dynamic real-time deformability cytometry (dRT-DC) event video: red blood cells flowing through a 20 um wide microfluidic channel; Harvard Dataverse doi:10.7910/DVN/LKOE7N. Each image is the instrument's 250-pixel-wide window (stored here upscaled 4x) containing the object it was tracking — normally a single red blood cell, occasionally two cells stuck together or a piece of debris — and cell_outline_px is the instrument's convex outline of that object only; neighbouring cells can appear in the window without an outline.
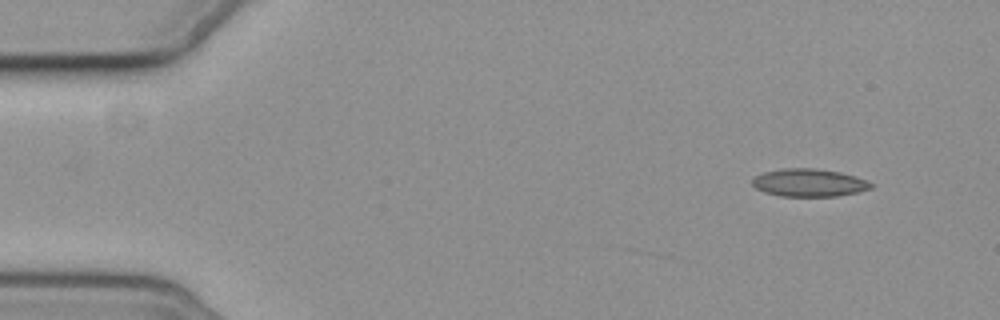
{"species": "common noctule bat (a hibernating species)", "species_latin": "Nyctalus noctula", "temperature_condition": "cold", "stored_images_in_passage": 5, "camera_frame_rate_fps": 3000, "um_per_image_px": 0.085, "animal": {"sex": "female", "body_mass_g": 19.3, "forearm_length_mm": 54.1}, "frame": {"image": 1, "passage_image": 1, "time_ms": 0.0, "image_size_px": [1000, 320], "cell_outline_px": [[876, 184], [872, 188], [860, 192], [836, 196], [780, 196], [764, 192], [756, 188], [752, 184], [752, 180], [756, 176], [764, 172], [784, 168], [816, 168], [840, 172], [856, 176], [868, 180]], "centroid_in_image_um": [68.83, 15.53], "position_along_channel_um": 16.2, "area_um2": 19.42}}
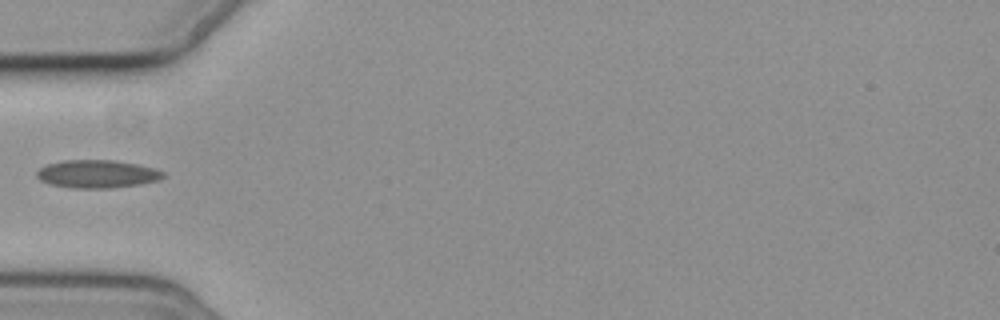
{"frame": {"image": 2, "passage_image": 5, "time_ms": 4.667, "image_size_px": [1000, 320], "cell_outline_px": [[164, 176], [160, 180], [140, 184], [112, 188], [72, 188], [48, 184], [40, 180], [36, 176], [36, 172], [40, 168], [48, 164], [64, 160], [116, 160], [156, 168], [164, 172]], "centroid_in_image_um": [8.26, 14.79], "position_along_channel_um": 76.7, "area_um2": 20.75}}